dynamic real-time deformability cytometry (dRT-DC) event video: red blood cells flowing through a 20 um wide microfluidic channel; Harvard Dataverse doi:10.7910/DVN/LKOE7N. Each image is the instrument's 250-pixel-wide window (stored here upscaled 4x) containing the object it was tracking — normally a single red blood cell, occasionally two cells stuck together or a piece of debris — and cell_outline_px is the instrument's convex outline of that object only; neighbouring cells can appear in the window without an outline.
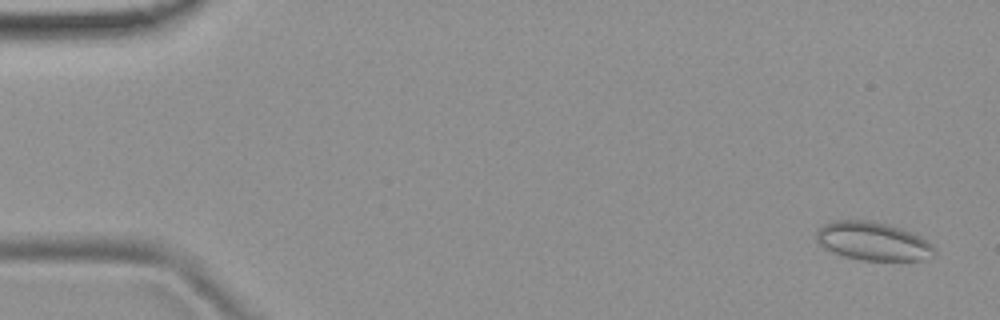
{"species": "common noctule bat (a hibernating species)", "species_latin": "Nyctalus noctula", "temperature_condition": "room temperature", "stored_images_in_passage": 5, "camera_frame_rate_fps": 3000, "um_per_image_px": 0.085, "animal": {"sex": "female", "body_mass_g": 19.9}, "frame": {"image": 1, "passage_image": 1, "time_ms": 0.0, "image_size_px": [1000, 320], "cell_outline_px": [[936, 256], [920, 260], [860, 260], [844, 256], [832, 252], [824, 248], [816, 240], [816, 232], [824, 224], [836, 220], [872, 220], [888, 224], [900, 228], [920, 236], [932, 244], [936, 248]], "centroid_in_image_um": [74.22, 20.5], "position_along_channel_um": 10.8, "area_um2": 26.59}}